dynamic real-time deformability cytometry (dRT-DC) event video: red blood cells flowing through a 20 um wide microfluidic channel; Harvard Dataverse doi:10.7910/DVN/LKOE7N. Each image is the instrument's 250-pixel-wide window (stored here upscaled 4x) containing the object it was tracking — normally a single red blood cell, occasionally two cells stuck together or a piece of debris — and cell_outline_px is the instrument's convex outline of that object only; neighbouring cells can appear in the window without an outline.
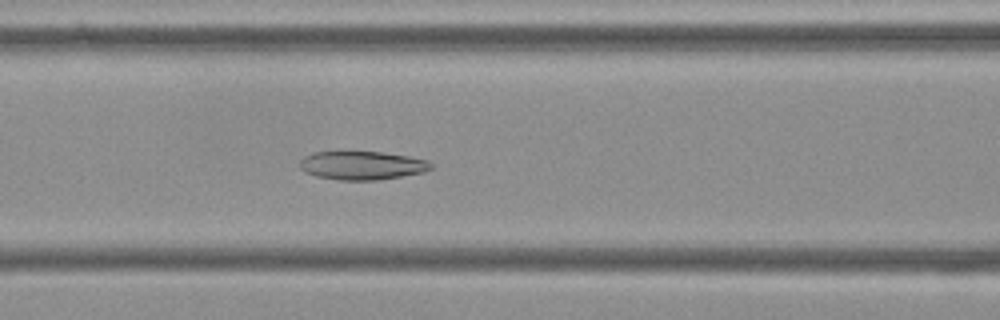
{"species": "Egyptian fruit bat (a non-hibernating species)", "species_latin": "Rousettus aegyptiacus", "temperature_condition": "cold", "stored_images_in_passage": 54, "camera_frame_rate_fps": 3000, "um_per_image_px": 0.085, "frame": {"image": 1, "passage_image": 22, "time_ms": 7.0, "image_size_px": [1000, 320], "cell_outline_px": [[432, 168], [424, 172], [376, 180], [340, 180], [316, 176], [304, 172], [300, 168], [300, 160], [304, 156], [312, 152], [340, 148], [348, 148], [380, 152], [408, 156], [428, 160], [432, 164]], "centroid_in_image_um": [30.68, 14.0], "position_along_channel_um": 135.9, "area_um2": 22.83}}
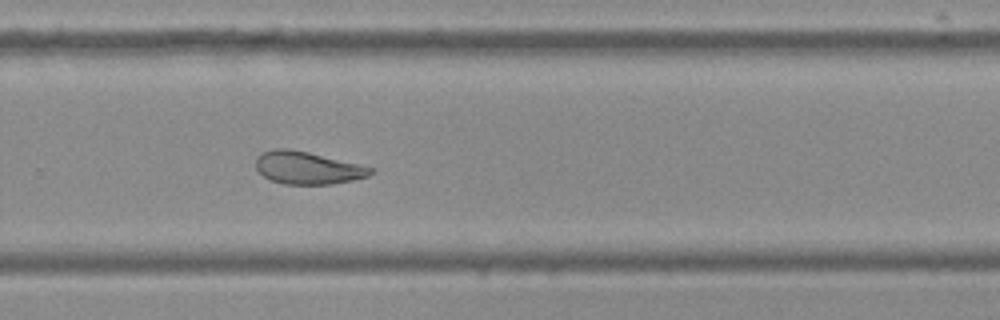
{"frame": {"image": 2, "passage_image": 36, "time_ms": 11.667, "image_size_px": [1000, 320], "cell_outline_px": [[372, 172], [368, 176], [352, 180], [332, 184], [284, 184], [272, 180], [264, 176], [256, 168], [256, 156], [264, 152], [276, 148], [288, 148], [308, 152], [372, 168]], "centroid_in_image_um": [26.09, 14.27], "position_along_channel_um": 303.7, "area_um2": 21.33}}
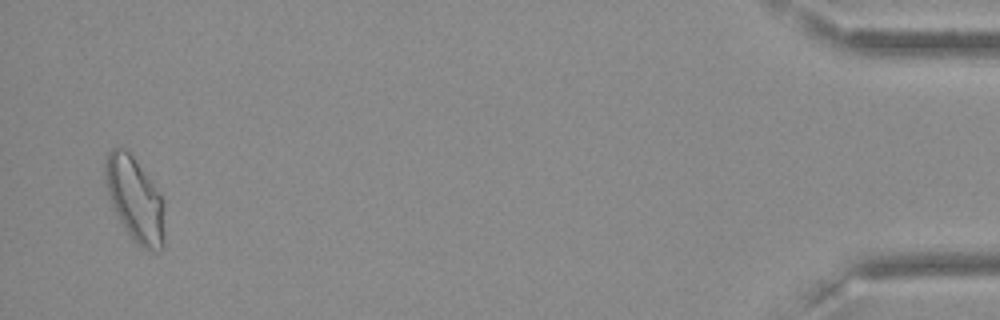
{"frame": {"image": 3, "passage_image": 53, "time_ms": 17.333, "image_size_px": [1000, 320], "cell_outline_px": [[164, 244], [160, 252], [148, 252], [140, 248], [132, 240], [124, 228], [112, 208], [108, 196], [104, 176], [104, 164], [108, 152], [112, 148], [124, 148], [132, 156], [160, 192], [164, 200]], "centroid_in_image_um": [11.48, 17.02], "position_along_channel_um": 423.7, "area_um2": 29.82}, "authors_computed_cell_mechanics": {"area_um2": 24.3049, "velocity_mm_per_s": 3.6006, "shape_relaxation_time_tau1_ms": null, "shape_relaxation_time_tau2_ms": 4.316, "deformation_change_tau1": null, "deformation_change_tau2": 0.1032}}